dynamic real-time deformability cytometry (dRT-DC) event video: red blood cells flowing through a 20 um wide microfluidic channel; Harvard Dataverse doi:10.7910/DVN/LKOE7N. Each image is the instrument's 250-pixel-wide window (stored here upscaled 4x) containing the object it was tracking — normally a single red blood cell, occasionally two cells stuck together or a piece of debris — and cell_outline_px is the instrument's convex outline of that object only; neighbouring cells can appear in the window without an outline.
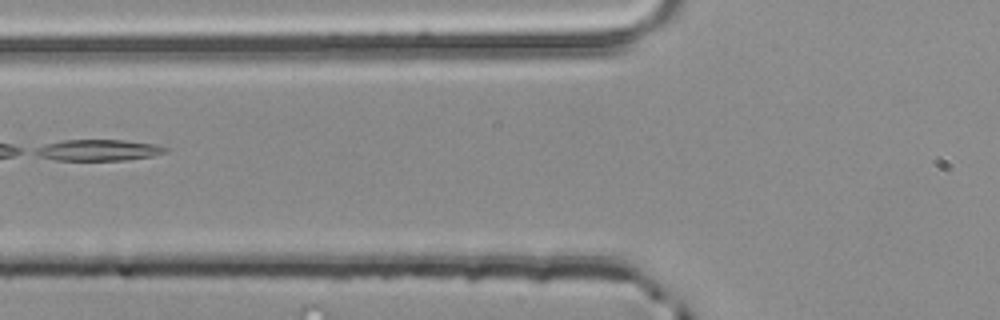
{"species": "common noctule bat (a hibernating species)", "species_latin": "Nyctalus noctula", "temperature_condition": "room temperature", "stored_images_in_passage": 3, "camera_frame_rate_fps": 3000, "um_per_image_px": 0.085, "animal": {"sex": "male", "body_mass_g": 20.4}, "frame": {"image": 1, "passage_image": 3, "time_ms": 0.667, "image_size_px": [1000, 320], "cell_outline_px": [[168, 152], [152, 156], [124, 160], [56, 160], [40, 156], [32, 152], [36, 148], [44, 144], [64, 140], [124, 140], [156, 144], [168, 148]], "centroid_in_image_um": [8.37, 12.76], "position_along_channel_um": 117.4, "area_um2": 16.07}}